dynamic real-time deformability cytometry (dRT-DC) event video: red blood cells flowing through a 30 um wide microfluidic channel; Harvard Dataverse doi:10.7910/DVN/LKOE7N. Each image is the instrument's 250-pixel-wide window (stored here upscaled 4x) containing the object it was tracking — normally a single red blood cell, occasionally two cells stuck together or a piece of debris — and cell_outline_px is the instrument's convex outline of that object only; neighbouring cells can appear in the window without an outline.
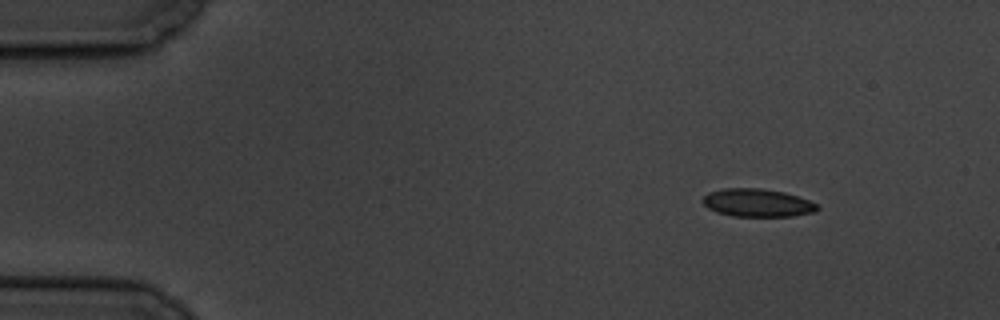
{"species": "common noctule bat (a hibernating species)", "species_latin": "Nyctalus noctula", "temperature_condition": "cold", "stored_images_in_passage": 5, "camera_frame_rate_fps": 3000, "um_per_image_px": 0.085, "animal": {"sex": "male", "body_mass_g": 19.5, "forearm_length_mm": 54.6}, "frame": {"image": 1, "passage_image": 2, "time_ms": 1.0, "image_size_px": [1000, 320], "cell_outline_px": [[820, 208], [816, 212], [792, 216], [732, 216], [716, 212], [708, 208], [700, 200], [708, 192], [724, 188], [760, 188], [784, 192], [808, 200], [816, 204]], "centroid_in_image_um": [64.35, 17.24], "position_along_channel_um": 20.7, "area_um2": 18.73}}
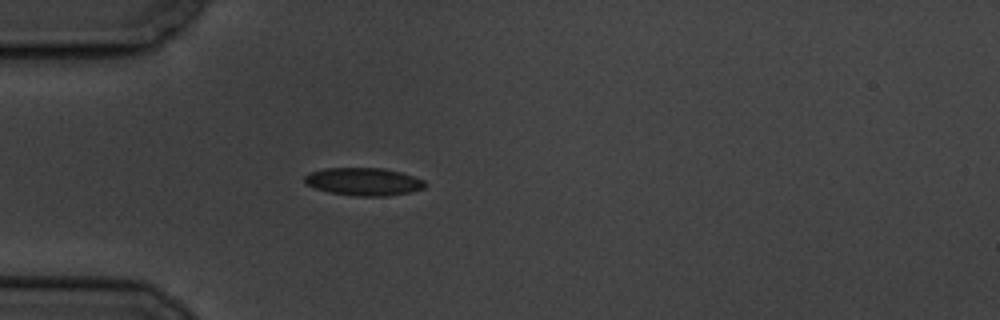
{"frame": {"image": 2, "passage_image": 5, "time_ms": 4.333, "image_size_px": [1000, 320], "cell_outline_px": [[428, 184], [424, 188], [408, 192], [388, 196], [356, 196], [328, 192], [304, 184], [304, 176], [308, 172], [324, 168], [384, 168], [400, 172], [424, 180]], "centroid_in_image_um": [30.88, 15.43], "position_along_channel_um": 54.1, "area_um2": 19.59}}